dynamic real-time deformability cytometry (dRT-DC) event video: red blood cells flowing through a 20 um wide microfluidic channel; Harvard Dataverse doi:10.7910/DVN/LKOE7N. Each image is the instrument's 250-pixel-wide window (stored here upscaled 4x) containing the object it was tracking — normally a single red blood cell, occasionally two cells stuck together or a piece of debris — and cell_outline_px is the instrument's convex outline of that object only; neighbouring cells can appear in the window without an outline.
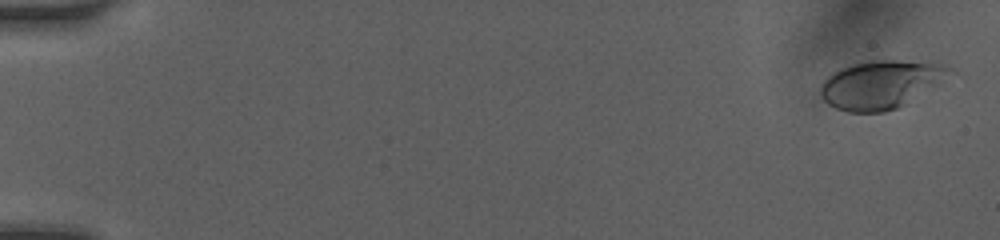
{"species": "human", "species_latin": "Homo sapiens", "temperature_condition": "room temperature", "stored_images_in_passage": 6, "camera_frame_rate_fps": 3000, "um_per_image_px": 0.085, "donor": {"sex": "female"}, "frame": {"image": 1, "passage_image": 1, "time_ms": 0.0, "image_size_px": [1000, 240], "cell_outline_px": [[956, 72], [896, 108], [884, 112], [848, 112], [836, 108], [828, 104], [820, 96], [820, 88], [824, 80], [832, 72], [840, 68], [852, 64], [868, 60], [896, 60], [944, 64], [952, 68]], "centroid_in_image_um": [74.83, 7.16], "position_along_channel_um": 10.2, "area_um2": 35.89}}